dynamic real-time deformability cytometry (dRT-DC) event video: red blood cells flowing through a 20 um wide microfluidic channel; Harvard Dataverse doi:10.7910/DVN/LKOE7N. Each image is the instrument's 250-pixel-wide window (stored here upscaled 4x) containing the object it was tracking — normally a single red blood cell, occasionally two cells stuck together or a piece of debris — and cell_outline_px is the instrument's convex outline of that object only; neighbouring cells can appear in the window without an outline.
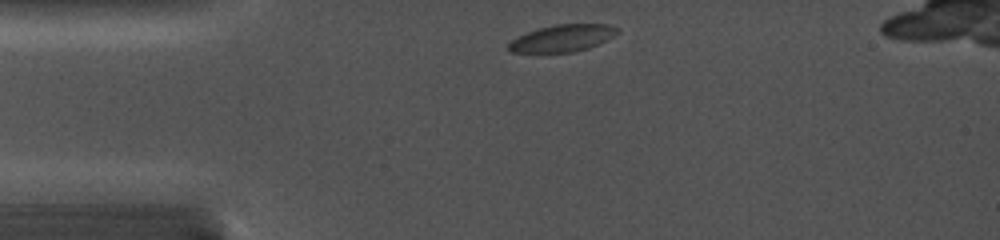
{"species": "common noctule bat (a hibernating species)", "species_latin": "Nyctalus noctula", "temperature_condition": "cold", "stored_images_in_passage": 24, "camera_frame_rate_fps": 5000, "um_per_image_px": 0.085, "animal": {"sex": "female", "body_mass_g": 19.0, "forearm_length_mm": 56.7}, "frame": {"image": 1, "passage_image": 1, "time_ms": 0.0, "image_size_px": [1000, 240], "cell_outline_px": [[620, 32], [608, 40], [588, 48], [572, 52], [512, 52], [508, 48], [508, 44], [512, 40], [528, 32], [540, 28], [556, 24], [608, 24], [620, 28]], "centroid_in_image_um": [47.89, 3.24], "position_along_channel_um": 37.1, "area_um2": 16.99}}
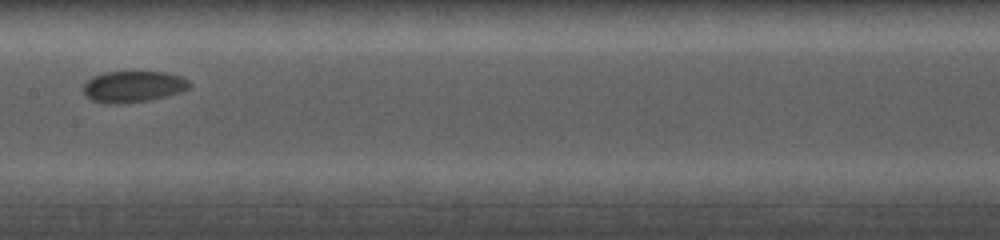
{"frame": {"image": 2, "passage_image": 13, "time_ms": 5.0, "image_size_px": [1000, 240], "cell_outline_px": [[192, 88], [180, 92], [148, 100], [120, 104], [104, 104], [92, 100], [84, 96], [84, 84], [92, 76], [104, 72], [164, 72], [180, 76], [188, 80], [192, 84]], "centroid_in_image_um": [11.31, 7.36], "position_along_channel_um": 196.1, "area_um2": 19.48}}
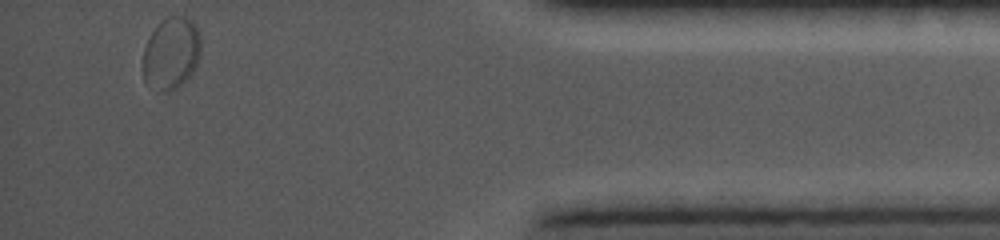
{"frame": {"image": 3, "passage_image": 24, "time_ms": 11.8, "image_size_px": [1000, 240], "cell_outline_px": [[200, 52], [196, 64], [192, 72], [176, 88], [168, 92], [160, 92], [144, 84], [140, 68], [140, 60], [148, 36], [168, 16], [188, 16], [196, 24], [200, 32]], "centroid_in_image_um": [14.49, 4.55], "position_along_channel_um": 420.7, "area_um2": 24.97}}